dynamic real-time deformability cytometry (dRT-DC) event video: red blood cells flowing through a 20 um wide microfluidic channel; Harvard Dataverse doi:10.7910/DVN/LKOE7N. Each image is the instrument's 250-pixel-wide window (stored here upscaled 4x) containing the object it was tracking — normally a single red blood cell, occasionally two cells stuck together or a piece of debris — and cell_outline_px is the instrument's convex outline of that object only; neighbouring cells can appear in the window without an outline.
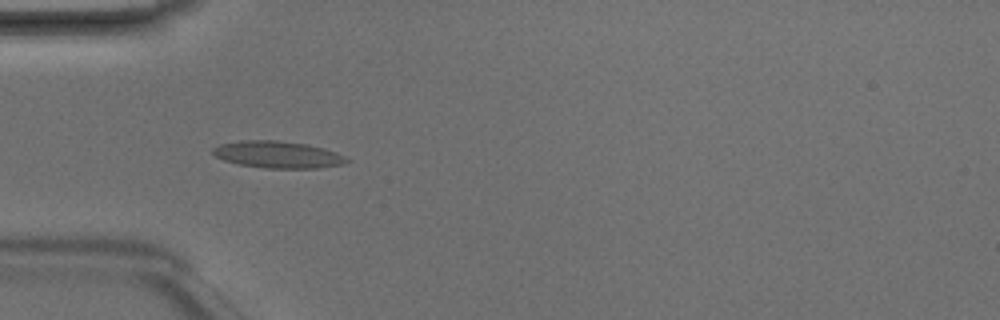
{"species": "Egyptian fruit bat (a non-hibernating species)", "species_latin": "Rousettus aegyptiacus", "temperature_condition": "room temperature", "stored_images_in_passage": 5, "camera_frame_rate_fps": 3000, "um_per_image_px": 0.085, "animal": {"sex": "male"}, "frame": {"image": 1, "passage_image": 2, "time_ms": 0.333, "image_size_px": [1000, 320], "cell_outline_px": [[352, 160], [344, 164], [316, 168], [264, 168], [240, 164], [224, 160], [216, 156], [212, 152], [212, 148], [220, 144], [240, 140], [276, 140], [308, 144], [324, 148], [336, 152]], "centroid_in_image_um": [23.63, 13.13], "position_along_channel_um": 61.4, "area_um2": 21.04}}